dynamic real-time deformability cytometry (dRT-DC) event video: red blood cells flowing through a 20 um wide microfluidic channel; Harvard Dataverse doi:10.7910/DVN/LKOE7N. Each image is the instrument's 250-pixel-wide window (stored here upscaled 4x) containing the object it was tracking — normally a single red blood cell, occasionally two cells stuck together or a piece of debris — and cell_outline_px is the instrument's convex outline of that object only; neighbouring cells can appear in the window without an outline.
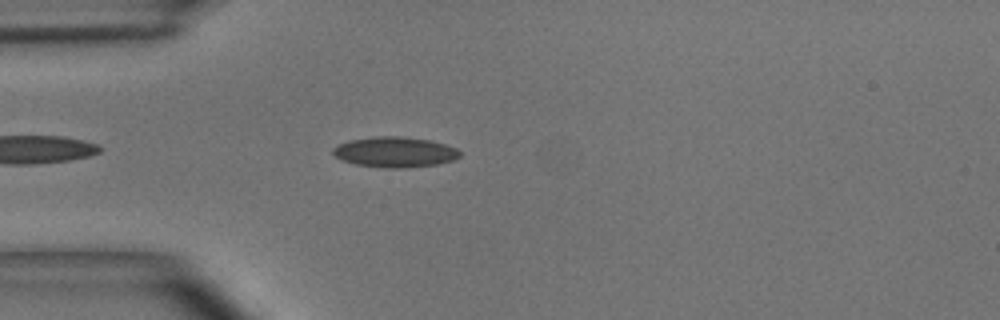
{"species": "common noctule bat (a hibernating species)", "species_latin": "Nyctalus noctula", "temperature_condition": "room temperature", "stored_images_in_passage": 25, "camera_frame_rate_fps": 3000, "um_per_image_px": 0.085, "animal": {"sex": "male", "body_mass_g": 15.6}, "frame": {"image": 1, "passage_image": 3, "time_ms": 0.667, "image_size_px": [1000, 320], "cell_outline_px": [[460, 156], [452, 160], [436, 164], [400, 168], [384, 168], [356, 164], [344, 160], [336, 156], [332, 152], [332, 148], [336, 144], [348, 140], [376, 136], [400, 136], [428, 140], [444, 144], [456, 148], [460, 152]], "centroid_in_image_um": [33.52, 12.91], "position_along_channel_um": 51.5, "area_um2": 22.31}}
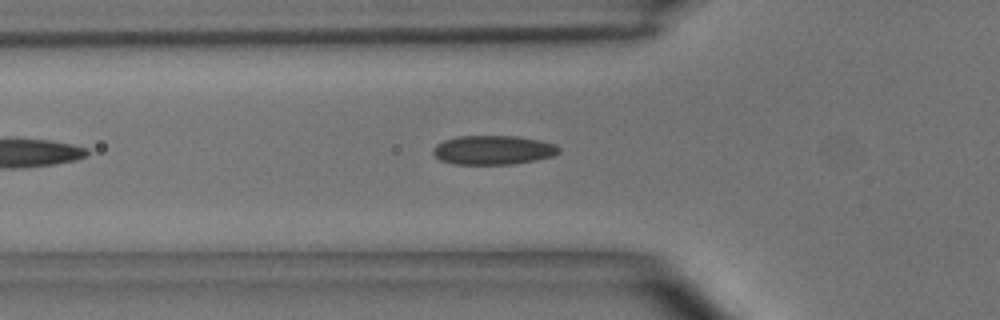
{"frame": {"image": 2, "passage_image": 6, "time_ms": 1.667, "image_size_px": [1000, 320], "cell_outline_px": [[560, 152], [552, 156], [536, 160], [512, 164], [452, 164], [440, 160], [432, 152], [432, 148], [436, 144], [444, 140], [456, 136], [516, 136], [540, 140], [556, 144], [560, 148]], "centroid_in_image_um": [41.91, 12.75], "position_along_channel_um": 83.9, "area_um2": 21.5}}
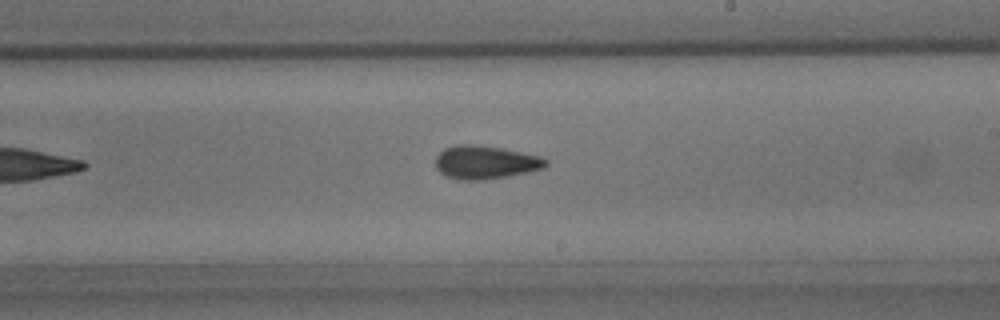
{"frame": {"image": 3, "passage_image": 18, "time_ms": 5.667, "image_size_px": [1000, 320], "cell_outline_px": [[548, 164], [544, 168], [528, 172], [508, 176], [484, 180], [460, 180], [444, 176], [436, 168], [436, 156], [444, 148], [456, 144], [472, 144], [500, 148], [540, 156], [548, 160]], "centroid_in_image_um": [41.24, 13.8], "position_along_channel_um": 247.8, "area_um2": 21.5}}